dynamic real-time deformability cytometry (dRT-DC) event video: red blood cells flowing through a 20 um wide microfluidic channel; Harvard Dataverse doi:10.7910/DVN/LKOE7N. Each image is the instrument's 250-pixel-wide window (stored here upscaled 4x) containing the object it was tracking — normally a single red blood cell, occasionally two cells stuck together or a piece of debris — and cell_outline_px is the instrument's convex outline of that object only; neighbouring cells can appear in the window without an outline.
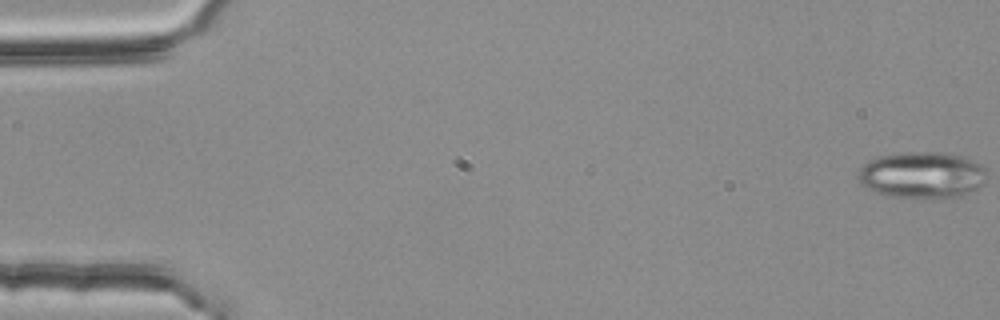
{"species": "common noctule bat (a hibernating species)", "species_latin": "Nyctalus noctula", "temperature_condition": "room temperature", "stored_images_in_passage": 56, "camera_frame_rate_fps": 3000, "um_per_image_px": 0.085, "animal": {"sex": "female", "body_mass_g": 25.1}, "frame": {"image": 1, "passage_image": 1, "time_ms": 0.0, "image_size_px": [1000, 320], "cell_outline_px": [[984, 184], [960, 196], [884, 196], [872, 192], [860, 180], [860, 168], [868, 160], [880, 156], [904, 152], [940, 152], [964, 156], [980, 164], [984, 168]], "centroid_in_image_um": [78.36, 14.84], "position_along_channel_um": 6.6, "area_um2": 34.1}}
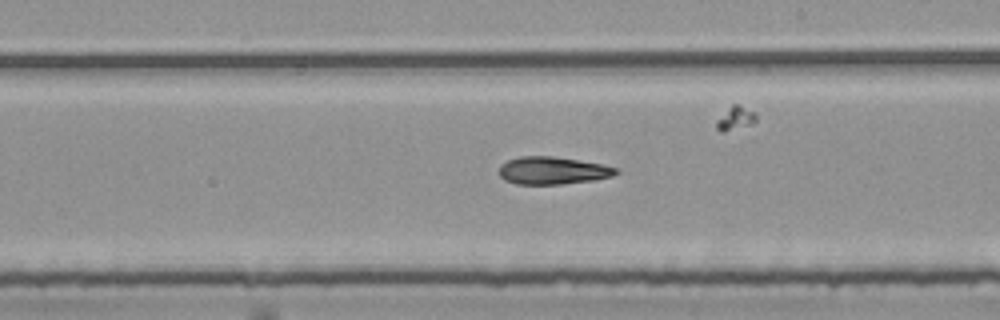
{"frame": {"image": 2, "passage_image": 32, "time_ms": 10.333, "image_size_px": [1000, 320], "cell_outline_px": [[620, 172], [612, 176], [592, 180], [560, 184], [516, 184], [504, 180], [500, 176], [500, 164], [508, 160], [520, 156], [552, 156], [600, 164], [616, 168]], "centroid_in_image_um": [46.93, 14.5], "position_along_channel_um": 242.1, "area_um2": 18.55}}
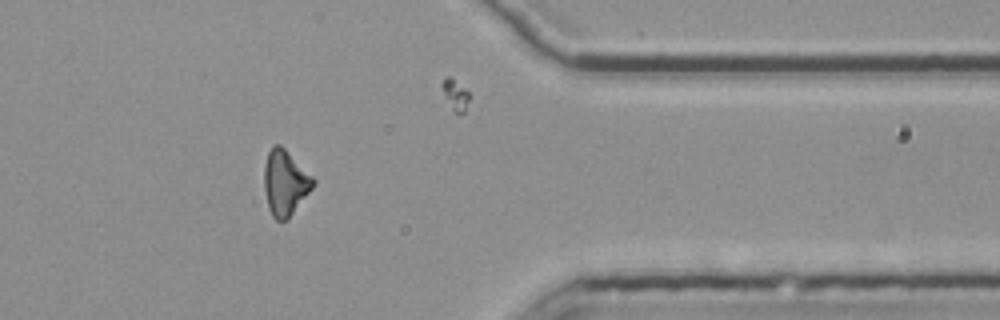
{"frame": {"image": 3, "passage_image": 45, "time_ms": 14.667, "image_size_px": [1000, 320], "cell_outline_px": [[316, 184], [288, 220], [276, 220], [272, 216], [268, 208], [264, 188], [264, 164], [268, 152], [276, 144], [280, 144], [316, 180]], "centroid_in_image_um": [24.24, 15.57], "position_along_channel_um": 387.2, "area_um2": 18.67}}